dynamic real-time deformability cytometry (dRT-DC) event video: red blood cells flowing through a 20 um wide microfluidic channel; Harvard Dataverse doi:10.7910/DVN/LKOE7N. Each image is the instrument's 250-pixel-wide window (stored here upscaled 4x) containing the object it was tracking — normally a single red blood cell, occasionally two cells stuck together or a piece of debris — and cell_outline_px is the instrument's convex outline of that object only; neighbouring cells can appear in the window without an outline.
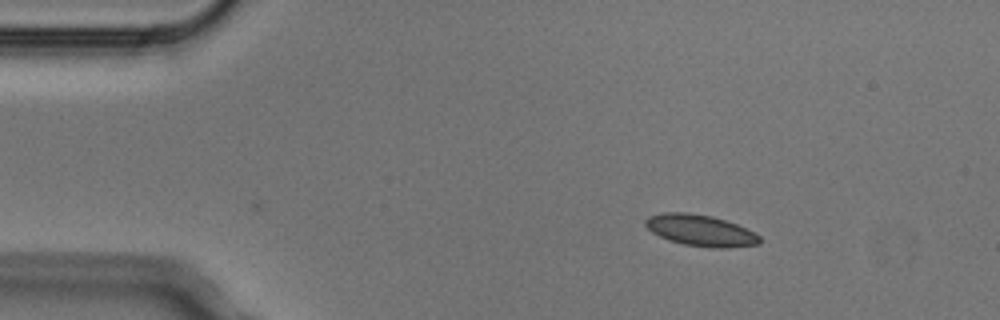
{"species": "Egyptian fruit bat (a non-hibernating species)", "species_latin": "Rousettus aegyptiacus", "temperature_condition": "cold", "stored_images_in_passage": 3, "camera_frame_rate_fps": 3000, "um_per_image_px": 0.085, "animal": {"sex": "male"}, "frame": {"image": 1, "passage_image": 1, "time_ms": 0.0, "image_size_px": [1000, 320], "cell_outline_px": [[760, 244], [728, 248], [712, 248], [684, 244], [668, 240], [652, 232], [644, 224], [644, 220], [648, 216], [664, 212], [688, 212], [712, 216], [736, 224], [760, 236]], "centroid_in_image_um": [59.51, 19.58], "position_along_channel_um": 25.5, "area_um2": 20.81}}